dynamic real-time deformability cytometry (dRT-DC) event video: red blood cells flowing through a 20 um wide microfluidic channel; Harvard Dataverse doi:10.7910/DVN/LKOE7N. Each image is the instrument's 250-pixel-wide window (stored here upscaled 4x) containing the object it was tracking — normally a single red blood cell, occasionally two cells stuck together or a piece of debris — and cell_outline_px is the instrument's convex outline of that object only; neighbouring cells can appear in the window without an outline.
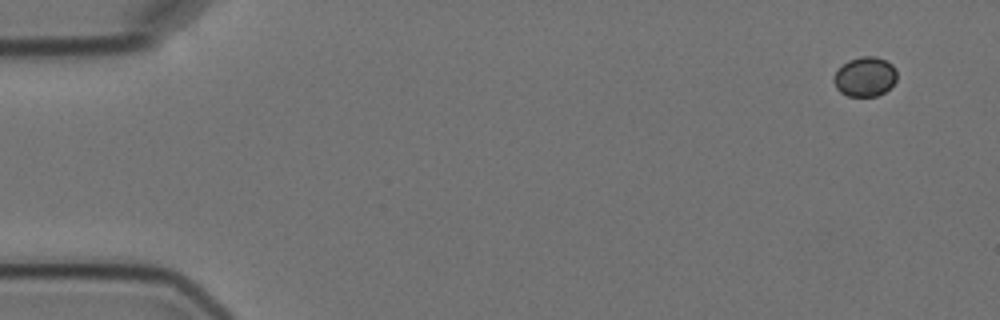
{"species": "Egyptian fruit bat (a non-hibernating species)", "species_latin": "Rousettus aegyptiacus", "temperature_condition": "cold", "stored_images_in_passage": 4, "camera_frame_rate_fps": 3000, "um_per_image_px": 0.085, "animal": {"sex": "female"}, "frame": {"image": 1, "passage_image": 1, "time_ms": 0.0, "image_size_px": [1000, 320], "cell_outline_px": [[896, 80], [884, 92], [876, 96], [848, 96], [840, 92], [836, 88], [832, 80], [832, 76], [848, 60], [860, 56], [876, 56], [892, 64], [896, 68]], "centroid_in_image_um": [73.5, 6.51], "position_along_channel_um": 11.5, "area_um2": 14.57}}
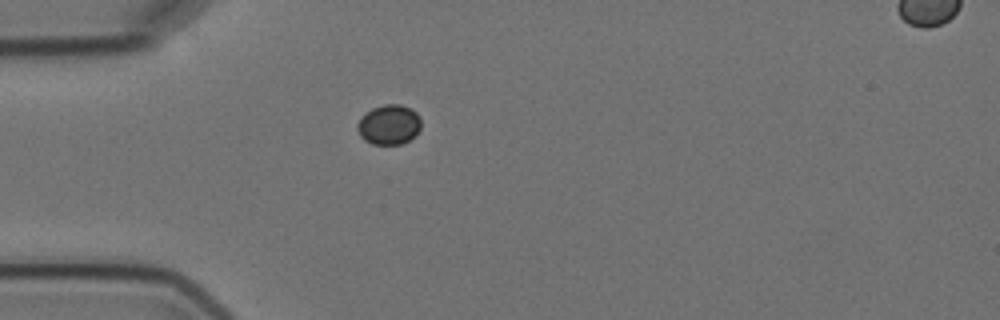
{"frame": {"image": 2, "passage_image": 4, "time_ms": 4.333, "image_size_px": [1000, 320], "cell_outline_px": [[420, 128], [408, 140], [400, 144], [372, 144], [364, 140], [360, 136], [356, 128], [356, 124], [360, 116], [372, 108], [384, 104], [400, 104], [412, 108], [420, 116]], "centroid_in_image_um": [33.02, 10.57], "position_along_channel_um": 52.0, "area_um2": 14.91}}